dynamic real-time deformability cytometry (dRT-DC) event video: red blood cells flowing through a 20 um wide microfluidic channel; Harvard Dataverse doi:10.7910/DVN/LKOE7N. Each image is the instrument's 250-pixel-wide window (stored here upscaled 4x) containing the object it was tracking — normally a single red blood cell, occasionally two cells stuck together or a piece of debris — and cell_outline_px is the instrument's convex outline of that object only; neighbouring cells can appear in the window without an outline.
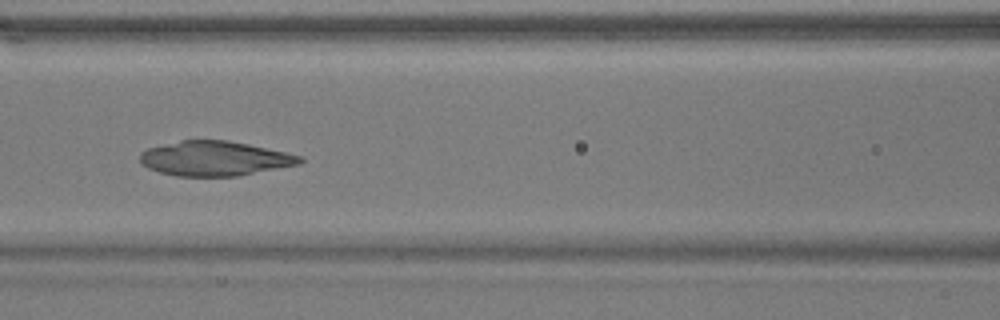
{"species": "common noctule bat (a hibernating species)", "species_latin": "Nyctalus noctula", "temperature_condition": "warm", "stored_images_in_passage": 54, "camera_frame_rate_fps": 3000, "um_per_image_px": 0.085, "animal": {"sex": "male", "body_mass_g": 17.9}, "frame": {"image": 1, "passage_image": 24, "time_ms": 7.667, "image_size_px": [1000, 320], "cell_outline_px": [[304, 160], [300, 164], [236, 176], [176, 176], [160, 172], [148, 168], [140, 160], [140, 152], [148, 148], [180, 140], [228, 140], [248, 144], [284, 152], [300, 156]], "centroid_in_image_um": [18.23, 13.47], "position_along_channel_um": 148.4, "area_um2": 32.02}}
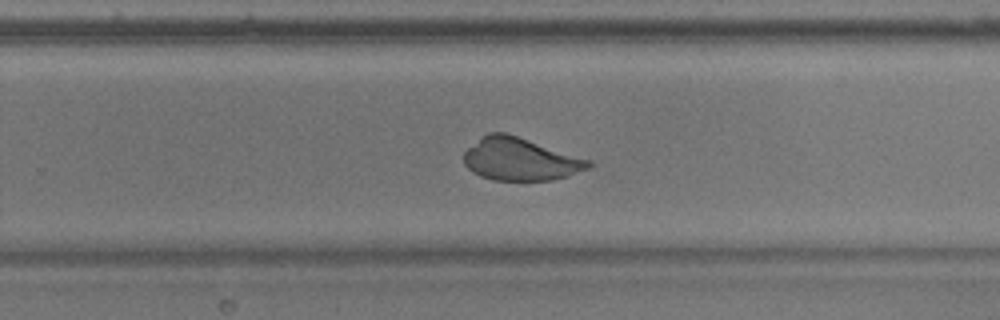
{"frame": {"image": 2, "passage_image": 35, "time_ms": 11.333, "image_size_px": [1000, 320], "cell_outline_px": [[592, 164], [588, 168], [568, 176], [552, 180], [492, 180], [480, 176], [472, 172], [464, 164], [464, 152], [468, 148], [488, 132], [504, 132], [592, 160]], "centroid_in_image_um": [44.22, 13.54], "position_along_channel_um": 285.6, "area_um2": 30.81}}
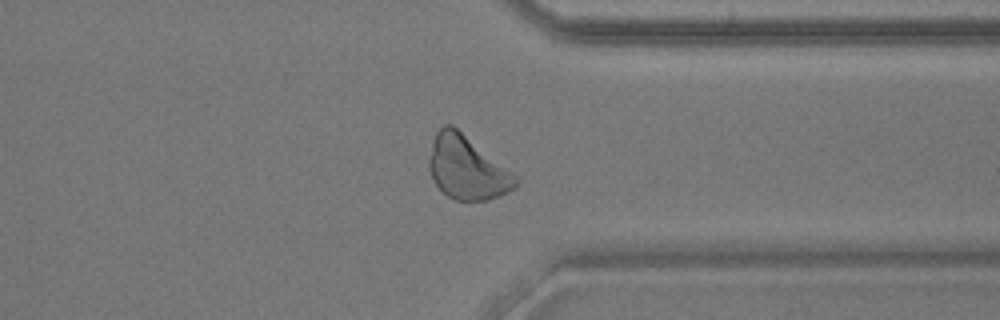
{"frame": {"image": 3, "passage_image": 42, "time_ms": 13.667, "image_size_px": [1000, 320], "cell_outline_px": [[520, 180], [508, 192], [488, 200], [456, 200], [448, 196], [432, 180], [428, 164], [428, 160], [432, 140], [436, 132], [444, 124], [452, 124], [520, 176]], "centroid_in_image_um": [39.71, 14.24], "position_along_channel_um": 371.7, "area_um2": 32.31}}